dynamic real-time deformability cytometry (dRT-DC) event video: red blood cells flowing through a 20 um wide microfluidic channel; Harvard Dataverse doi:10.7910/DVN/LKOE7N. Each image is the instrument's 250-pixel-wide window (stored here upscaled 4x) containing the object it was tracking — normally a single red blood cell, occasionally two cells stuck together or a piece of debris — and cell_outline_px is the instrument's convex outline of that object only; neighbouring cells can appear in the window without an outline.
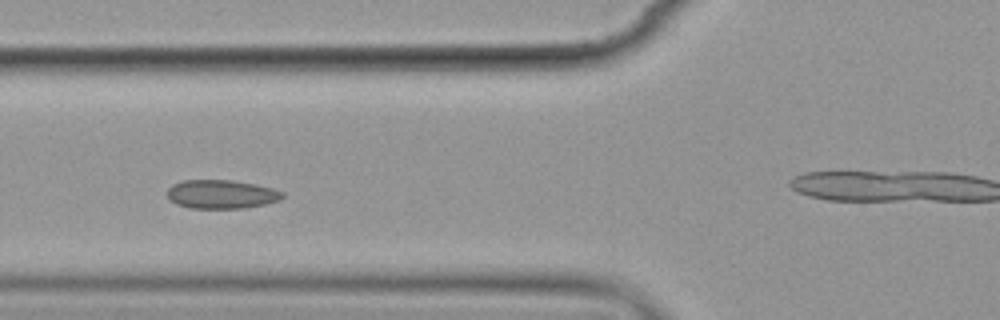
{"species": "common noctule bat (a hibernating species)", "species_latin": "Nyctalus noctula", "temperature_condition": "cold", "stored_images_in_passage": 8, "camera_frame_rate_fps": 3000, "um_per_image_px": 0.085, "animal": {"sex": "female", "body_mass_g": 19.9}, "frame": {"image": 1, "passage_image": 4, "time_ms": 4.333, "image_size_px": [1000, 320], "cell_outline_px": [[284, 196], [280, 200], [264, 204], [244, 208], [188, 208], [176, 204], [168, 200], [168, 188], [172, 184], [184, 180], [232, 180], [256, 184], [272, 188], [284, 192]], "centroid_in_image_um": [18.8, 16.51], "position_along_channel_um": 107.0, "area_um2": 19.42}}
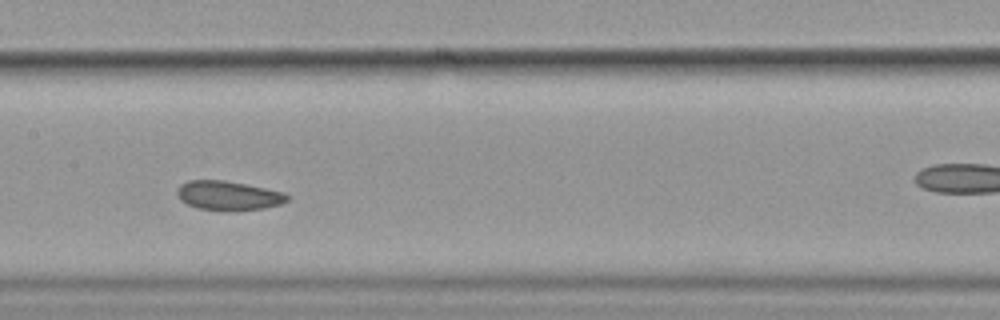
{"frame": {"image": 2, "passage_image": 6, "time_ms": 6.667, "image_size_px": [1000, 320], "cell_outline_px": [[288, 200], [280, 204], [264, 208], [200, 208], [188, 204], [180, 200], [176, 192], [180, 184], [188, 180], [224, 180], [284, 192], [288, 196]], "centroid_in_image_um": [19.38, 16.57], "position_along_channel_um": 188.0, "area_um2": 17.86}}
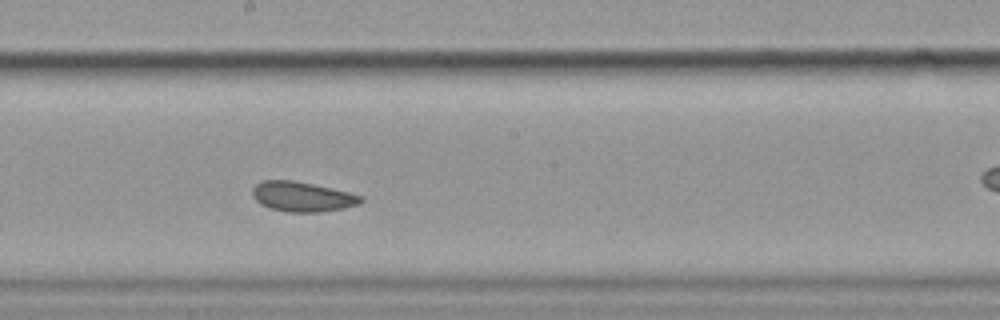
{"frame": {"image": 3, "passage_image": 7, "time_ms": 7.667, "image_size_px": [1000, 320], "cell_outline_px": [[364, 200], [360, 204], [344, 208], [320, 212], [288, 212], [272, 208], [260, 204], [252, 196], [252, 188], [256, 184], [264, 180], [292, 180], [312, 184], [348, 192], [364, 196]], "centroid_in_image_um": [25.71, 16.72], "position_along_channel_um": 222.5, "area_um2": 18.84}}